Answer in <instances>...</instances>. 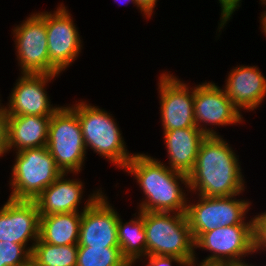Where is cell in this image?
<instances>
[{"mask_svg": "<svg viewBox=\"0 0 266 266\" xmlns=\"http://www.w3.org/2000/svg\"><path fill=\"white\" fill-rule=\"evenodd\" d=\"M51 116H7L8 153L47 145Z\"/></svg>", "mask_w": 266, "mask_h": 266, "instance_id": "ffe728a7", "label": "cell"}, {"mask_svg": "<svg viewBox=\"0 0 266 266\" xmlns=\"http://www.w3.org/2000/svg\"><path fill=\"white\" fill-rule=\"evenodd\" d=\"M40 214L34 200L8 198L0 208V242L28 246L39 239ZM33 241V242H32Z\"/></svg>", "mask_w": 266, "mask_h": 266, "instance_id": "9a60e30c", "label": "cell"}, {"mask_svg": "<svg viewBox=\"0 0 266 266\" xmlns=\"http://www.w3.org/2000/svg\"><path fill=\"white\" fill-rule=\"evenodd\" d=\"M102 193L82 212L78 247H119V213Z\"/></svg>", "mask_w": 266, "mask_h": 266, "instance_id": "5bb4252c", "label": "cell"}, {"mask_svg": "<svg viewBox=\"0 0 266 266\" xmlns=\"http://www.w3.org/2000/svg\"><path fill=\"white\" fill-rule=\"evenodd\" d=\"M15 153L9 183L12 189L10 199L35 200L63 173L56 166L47 146L23 149Z\"/></svg>", "mask_w": 266, "mask_h": 266, "instance_id": "5b68a950", "label": "cell"}, {"mask_svg": "<svg viewBox=\"0 0 266 266\" xmlns=\"http://www.w3.org/2000/svg\"><path fill=\"white\" fill-rule=\"evenodd\" d=\"M160 161L145 153H134L124 167L128 175H134L145 196L137 209L144 212L186 213L188 194L183 186L189 188L188 175L170 169Z\"/></svg>", "mask_w": 266, "mask_h": 266, "instance_id": "7a4b0ae2", "label": "cell"}, {"mask_svg": "<svg viewBox=\"0 0 266 266\" xmlns=\"http://www.w3.org/2000/svg\"><path fill=\"white\" fill-rule=\"evenodd\" d=\"M46 146L63 173L82 171L87 151L78 115L69 106H61L51 116Z\"/></svg>", "mask_w": 266, "mask_h": 266, "instance_id": "8992f818", "label": "cell"}, {"mask_svg": "<svg viewBox=\"0 0 266 266\" xmlns=\"http://www.w3.org/2000/svg\"><path fill=\"white\" fill-rule=\"evenodd\" d=\"M235 194L226 197H204L197 195L198 200L187 201L186 217L194 242L206 232L217 227L232 225H253V219L247 220L251 202L237 199ZM249 221V222H248Z\"/></svg>", "mask_w": 266, "mask_h": 266, "instance_id": "52a82bcc", "label": "cell"}, {"mask_svg": "<svg viewBox=\"0 0 266 266\" xmlns=\"http://www.w3.org/2000/svg\"><path fill=\"white\" fill-rule=\"evenodd\" d=\"M194 120L196 127L206 136H218L214 129L207 126L236 125L244 121L242 113L234 107L223 87L221 89L209 81L195 85Z\"/></svg>", "mask_w": 266, "mask_h": 266, "instance_id": "8fae6325", "label": "cell"}, {"mask_svg": "<svg viewBox=\"0 0 266 266\" xmlns=\"http://www.w3.org/2000/svg\"><path fill=\"white\" fill-rule=\"evenodd\" d=\"M160 116L163 131L196 127L194 120L195 87H188L173 74H160L158 80Z\"/></svg>", "mask_w": 266, "mask_h": 266, "instance_id": "7c38bea8", "label": "cell"}, {"mask_svg": "<svg viewBox=\"0 0 266 266\" xmlns=\"http://www.w3.org/2000/svg\"><path fill=\"white\" fill-rule=\"evenodd\" d=\"M129 222H123L121 216L118 218V243L123 258L135 266L138 261H142L146 256V234L144 228V218L141 211Z\"/></svg>", "mask_w": 266, "mask_h": 266, "instance_id": "44dd1931", "label": "cell"}, {"mask_svg": "<svg viewBox=\"0 0 266 266\" xmlns=\"http://www.w3.org/2000/svg\"><path fill=\"white\" fill-rule=\"evenodd\" d=\"M196 262V263H195ZM226 266V264H216V263H204V262H200L198 264V260L197 258L190 261L189 263H187L186 266Z\"/></svg>", "mask_w": 266, "mask_h": 266, "instance_id": "f546056e", "label": "cell"}, {"mask_svg": "<svg viewBox=\"0 0 266 266\" xmlns=\"http://www.w3.org/2000/svg\"><path fill=\"white\" fill-rule=\"evenodd\" d=\"M60 74H21L4 110L7 116H52L61 106H53L46 86Z\"/></svg>", "mask_w": 266, "mask_h": 266, "instance_id": "4fadbf2b", "label": "cell"}, {"mask_svg": "<svg viewBox=\"0 0 266 266\" xmlns=\"http://www.w3.org/2000/svg\"><path fill=\"white\" fill-rule=\"evenodd\" d=\"M68 106L78 115L86 150L89 147L123 170L134 154L127 150L122 131L112 114L83 100Z\"/></svg>", "mask_w": 266, "mask_h": 266, "instance_id": "3957f363", "label": "cell"}, {"mask_svg": "<svg viewBox=\"0 0 266 266\" xmlns=\"http://www.w3.org/2000/svg\"><path fill=\"white\" fill-rule=\"evenodd\" d=\"M1 99H0V111L4 108V105H1V104H3V103H1Z\"/></svg>", "mask_w": 266, "mask_h": 266, "instance_id": "e575fe53", "label": "cell"}, {"mask_svg": "<svg viewBox=\"0 0 266 266\" xmlns=\"http://www.w3.org/2000/svg\"><path fill=\"white\" fill-rule=\"evenodd\" d=\"M12 30L21 74H49L46 11L31 13Z\"/></svg>", "mask_w": 266, "mask_h": 266, "instance_id": "9c48e42d", "label": "cell"}, {"mask_svg": "<svg viewBox=\"0 0 266 266\" xmlns=\"http://www.w3.org/2000/svg\"><path fill=\"white\" fill-rule=\"evenodd\" d=\"M100 189L88 196L83 209L79 212L40 216L39 238L43 242L58 246L77 245L82 212L103 193Z\"/></svg>", "mask_w": 266, "mask_h": 266, "instance_id": "ac0fdd59", "label": "cell"}, {"mask_svg": "<svg viewBox=\"0 0 266 266\" xmlns=\"http://www.w3.org/2000/svg\"><path fill=\"white\" fill-rule=\"evenodd\" d=\"M194 248L207 250L211 254L199 262L216 264L243 263V257L253 255V225L217 227L203 233Z\"/></svg>", "mask_w": 266, "mask_h": 266, "instance_id": "30bf717a", "label": "cell"}, {"mask_svg": "<svg viewBox=\"0 0 266 266\" xmlns=\"http://www.w3.org/2000/svg\"><path fill=\"white\" fill-rule=\"evenodd\" d=\"M68 173H62L50 186L43 190L34 200L40 216L55 213L78 212L83 200L84 183L70 179ZM67 177V178H66Z\"/></svg>", "mask_w": 266, "mask_h": 266, "instance_id": "e0dca14e", "label": "cell"}, {"mask_svg": "<svg viewBox=\"0 0 266 266\" xmlns=\"http://www.w3.org/2000/svg\"><path fill=\"white\" fill-rule=\"evenodd\" d=\"M19 266H38V264L32 258H30L28 261Z\"/></svg>", "mask_w": 266, "mask_h": 266, "instance_id": "1f68e13d", "label": "cell"}, {"mask_svg": "<svg viewBox=\"0 0 266 266\" xmlns=\"http://www.w3.org/2000/svg\"><path fill=\"white\" fill-rule=\"evenodd\" d=\"M146 266H172V263H177L179 266H186L187 262L181 258L175 256H158V255H146Z\"/></svg>", "mask_w": 266, "mask_h": 266, "instance_id": "4316f807", "label": "cell"}, {"mask_svg": "<svg viewBox=\"0 0 266 266\" xmlns=\"http://www.w3.org/2000/svg\"><path fill=\"white\" fill-rule=\"evenodd\" d=\"M123 1H124V4H128L129 2H132L134 4V6L137 7V3L135 0H115V2H123Z\"/></svg>", "mask_w": 266, "mask_h": 266, "instance_id": "836d02e7", "label": "cell"}, {"mask_svg": "<svg viewBox=\"0 0 266 266\" xmlns=\"http://www.w3.org/2000/svg\"><path fill=\"white\" fill-rule=\"evenodd\" d=\"M76 266H130L119 247H78Z\"/></svg>", "mask_w": 266, "mask_h": 266, "instance_id": "603a6c76", "label": "cell"}, {"mask_svg": "<svg viewBox=\"0 0 266 266\" xmlns=\"http://www.w3.org/2000/svg\"><path fill=\"white\" fill-rule=\"evenodd\" d=\"M262 5L264 4V6L266 5V0H260Z\"/></svg>", "mask_w": 266, "mask_h": 266, "instance_id": "d590c367", "label": "cell"}, {"mask_svg": "<svg viewBox=\"0 0 266 266\" xmlns=\"http://www.w3.org/2000/svg\"><path fill=\"white\" fill-rule=\"evenodd\" d=\"M146 255L175 256L187 263L196 259L186 213L144 212Z\"/></svg>", "mask_w": 266, "mask_h": 266, "instance_id": "277c9868", "label": "cell"}, {"mask_svg": "<svg viewBox=\"0 0 266 266\" xmlns=\"http://www.w3.org/2000/svg\"><path fill=\"white\" fill-rule=\"evenodd\" d=\"M223 87L234 107L253 111L266 97V77L257 66L237 65L228 73Z\"/></svg>", "mask_w": 266, "mask_h": 266, "instance_id": "2e32d148", "label": "cell"}, {"mask_svg": "<svg viewBox=\"0 0 266 266\" xmlns=\"http://www.w3.org/2000/svg\"><path fill=\"white\" fill-rule=\"evenodd\" d=\"M0 242V266H19L31 258L34 245Z\"/></svg>", "mask_w": 266, "mask_h": 266, "instance_id": "cb8c5ba5", "label": "cell"}, {"mask_svg": "<svg viewBox=\"0 0 266 266\" xmlns=\"http://www.w3.org/2000/svg\"><path fill=\"white\" fill-rule=\"evenodd\" d=\"M169 168L189 174L195 166L199 147L206 135L197 127L163 131Z\"/></svg>", "mask_w": 266, "mask_h": 266, "instance_id": "d6986e66", "label": "cell"}, {"mask_svg": "<svg viewBox=\"0 0 266 266\" xmlns=\"http://www.w3.org/2000/svg\"><path fill=\"white\" fill-rule=\"evenodd\" d=\"M253 252L266 251V211L253 218ZM264 250V251H263Z\"/></svg>", "mask_w": 266, "mask_h": 266, "instance_id": "d4e9b609", "label": "cell"}, {"mask_svg": "<svg viewBox=\"0 0 266 266\" xmlns=\"http://www.w3.org/2000/svg\"><path fill=\"white\" fill-rule=\"evenodd\" d=\"M8 153L7 149V113L4 108L0 111V157Z\"/></svg>", "mask_w": 266, "mask_h": 266, "instance_id": "83f0119b", "label": "cell"}, {"mask_svg": "<svg viewBox=\"0 0 266 266\" xmlns=\"http://www.w3.org/2000/svg\"><path fill=\"white\" fill-rule=\"evenodd\" d=\"M71 16L63 3L53 12L46 11L49 74L65 71L77 60L82 50L83 41Z\"/></svg>", "mask_w": 266, "mask_h": 266, "instance_id": "ba28073f", "label": "cell"}, {"mask_svg": "<svg viewBox=\"0 0 266 266\" xmlns=\"http://www.w3.org/2000/svg\"><path fill=\"white\" fill-rule=\"evenodd\" d=\"M239 158L221 135L206 136L199 147L194 169L188 174L186 190L204 197L242 194L245 179Z\"/></svg>", "mask_w": 266, "mask_h": 266, "instance_id": "6da1fadb", "label": "cell"}, {"mask_svg": "<svg viewBox=\"0 0 266 266\" xmlns=\"http://www.w3.org/2000/svg\"><path fill=\"white\" fill-rule=\"evenodd\" d=\"M221 7L220 23L218 24V30L224 29L227 22L232 18L233 13L241 7L242 0H218Z\"/></svg>", "mask_w": 266, "mask_h": 266, "instance_id": "484cf974", "label": "cell"}, {"mask_svg": "<svg viewBox=\"0 0 266 266\" xmlns=\"http://www.w3.org/2000/svg\"><path fill=\"white\" fill-rule=\"evenodd\" d=\"M77 255L78 244L58 246L39 238L34 244L31 258L38 266H76Z\"/></svg>", "mask_w": 266, "mask_h": 266, "instance_id": "7402d4cb", "label": "cell"}, {"mask_svg": "<svg viewBox=\"0 0 266 266\" xmlns=\"http://www.w3.org/2000/svg\"><path fill=\"white\" fill-rule=\"evenodd\" d=\"M226 266H256V265L248 264L246 262H243V263L226 264Z\"/></svg>", "mask_w": 266, "mask_h": 266, "instance_id": "d6a6232c", "label": "cell"}, {"mask_svg": "<svg viewBox=\"0 0 266 266\" xmlns=\"http://www.w3.org/2000/svg\"><path fill=\"white\" fill-rule=\"evenodd\" d=\"M137 3V9L141 11L143 16L146 19H151L150 17L153 14V10L156 7V3L158 0H135Z\"/></svg>", "mask_w": 266, "mask_h": 266, "instance_id": "f1b7e54d", "label": "cell"}, {"mask_svg": "<svg viewBox=\"0 0 266 266\" xmlns=\"http://www.w3.org/2000/svg\"><path fill=\"white\" fill-rule=\"evenodd\" d=\"M259 18H261L260 19L261 20L260 24H261V28H262L261 30L264 33V35H266V11H263L262 14H261V17H259Z\"/></svg>", "mask_w": 266, "mask_h": 266, "instance_id": "4dcf8cb0", "label": "cell"}]
</instances>
